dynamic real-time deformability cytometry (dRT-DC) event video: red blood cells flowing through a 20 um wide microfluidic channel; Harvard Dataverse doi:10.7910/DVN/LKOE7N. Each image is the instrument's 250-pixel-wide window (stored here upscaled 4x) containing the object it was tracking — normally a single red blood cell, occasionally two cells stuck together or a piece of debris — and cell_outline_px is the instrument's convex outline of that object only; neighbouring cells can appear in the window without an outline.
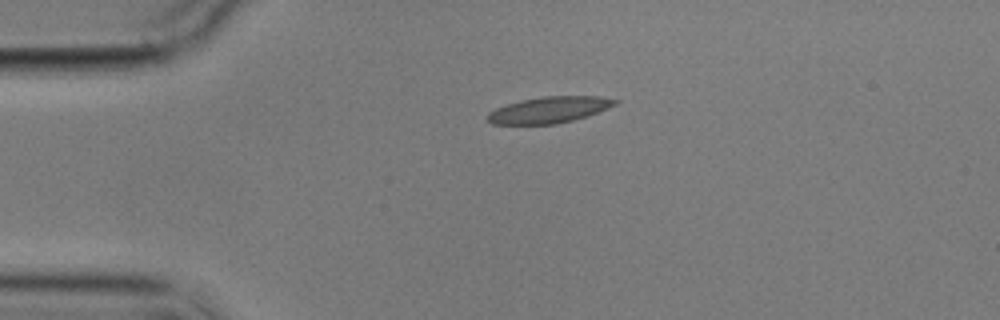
{"species": "common noctule bat (a hibernating species)", "species_latin": "Nyctalus noctula", "temperature_condition": "cold", "stored_images_in_passage": 2, "camera_frame_rate_fps": 3000, "um_per_image_px": 0.085, "animal": {"sex": "male", "body_mass_g": 17.9}, "frame": {"image": 1, "passage_image": 1, "time_ms": 0.0, "image_size_px": [1000, 320], "cell_outline_px": [[620, 100], [616, 104], [608, 108], [572, 120], [556, 124], [492, 124], [484, 116], [488, 112], [496, 108], [520, 100], [540, 96], [600, 96]], "centroid_in_image_um": [46.64, 9.33], "position_along_channel_um": 38.4, "area_um2": 19.48}}